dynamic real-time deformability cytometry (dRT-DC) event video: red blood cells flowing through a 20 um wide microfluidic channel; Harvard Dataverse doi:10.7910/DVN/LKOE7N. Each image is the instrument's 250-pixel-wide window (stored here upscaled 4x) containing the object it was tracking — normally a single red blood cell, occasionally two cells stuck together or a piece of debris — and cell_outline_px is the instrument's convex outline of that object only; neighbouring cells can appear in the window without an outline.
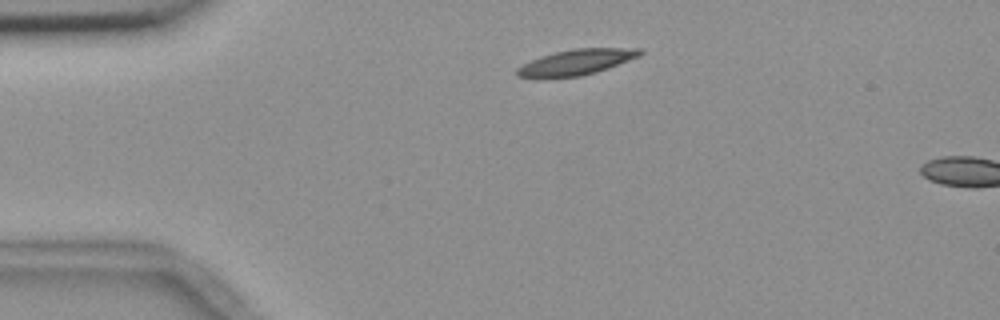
{"species": "common noctule bat (a hibernating species)", "species_latin": "Nyctalus noctula", "temperature_condition": "room temperature", "stored_images_in_passage": 4, "camera_frame_rate_fps": 3000, "um_per_image_px": 0.085, "animal": {"sex": "female", "body_mass_g": 18.4}, "frame": {"image": 1, "passage_image": 1, "time_ms": 0.0, "image_size_px": [1000, 320], "cell_outline_px": [[644, 52], [640, 56], [608, 68], [596, 72], [580, 76], [516, 76], [516, 68], [540, 56], [572, 48], [640, 48]], "centroid_in_image_um": [49.06, 5.25], "position_along_channel_um": 35.9, "area_um2": 17.86}}